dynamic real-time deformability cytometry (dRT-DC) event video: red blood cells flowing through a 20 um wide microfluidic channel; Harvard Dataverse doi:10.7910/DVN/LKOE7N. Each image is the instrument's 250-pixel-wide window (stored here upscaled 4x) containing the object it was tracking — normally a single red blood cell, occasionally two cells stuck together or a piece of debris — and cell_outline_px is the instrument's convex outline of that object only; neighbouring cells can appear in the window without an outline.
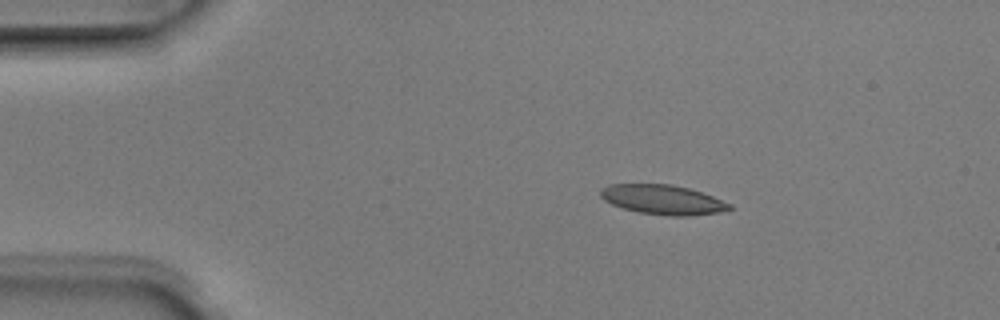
{"species": "Egyptian fruit bat (a non-hibernating species)", "species_latin": "Rousettus aegyptiacus", "temperature_condition": "room temperature", "stored_images_in_passage": 7, "camera_frame_rate_fps": 3000, "um_per_image_px": 0.085, "animal": {"sex": "male"}, "frame": {"image": 1, "passage_image": 2, "time_ms": 0.333, "image_size_px": [1000, 320], "cell_outline_px": [[732, 208], [716, 212], [688, 216], [668, 216], [640, 212], [624, 208], [612, 204], [604, 200], [600, 196], [600, 188], [608, 184], [668, 184], [688, 188], [712, 196], [732, 204]], "centroid_in_image_um": [56.29, 16.96], "position_along_channel_um": 28.7, "area_um2": 22.02}}
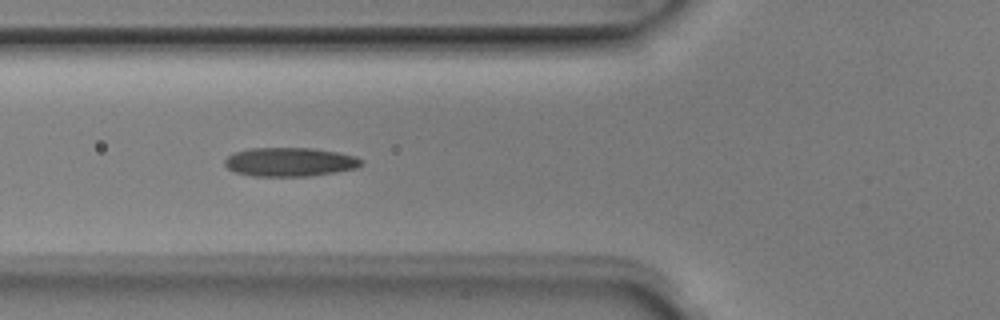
{"frame": {"image": 2, "passage_image": 5, "time_ms": 1.333, "image_size_px": [1000, 320], "cell_outline_px": [[364, 164], [356, 168], [336, 172], [312, 176], [252, 176], [236, 172], [228, 168], [224, 164], [224, 160], [228, 156], [236, 152], [248, 148], [312, 148], [336, 152], [356, 156], [364, 160]], "centroid_in_image_um": [24.67, 13.77], "position_along_channel_um": 101.1, "area_um2": 23.06}}
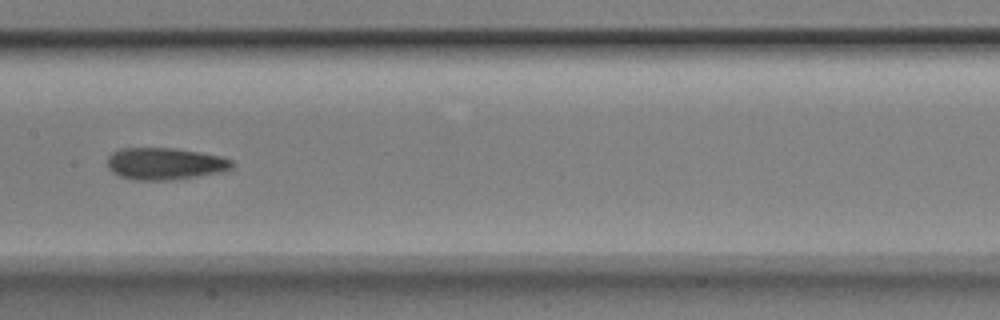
{"frame": {"image": 3, "passage_image": 7, "time_ms": 2.0, "image_size_px": [1000, 320], "cell_outline_px": [[232, 168], [224, 172], [172, 180], [132, 180], [120, 176], [112, 172], [108, 168], [108, 156], [112, 152], [120, 148], [176, 148], [200, 152], [220, 156], [232, 160]], "centroid_in_image_um": [14.01, 13.92], "position_along_channel_um": 193.4, "area_um2": 23.41}}